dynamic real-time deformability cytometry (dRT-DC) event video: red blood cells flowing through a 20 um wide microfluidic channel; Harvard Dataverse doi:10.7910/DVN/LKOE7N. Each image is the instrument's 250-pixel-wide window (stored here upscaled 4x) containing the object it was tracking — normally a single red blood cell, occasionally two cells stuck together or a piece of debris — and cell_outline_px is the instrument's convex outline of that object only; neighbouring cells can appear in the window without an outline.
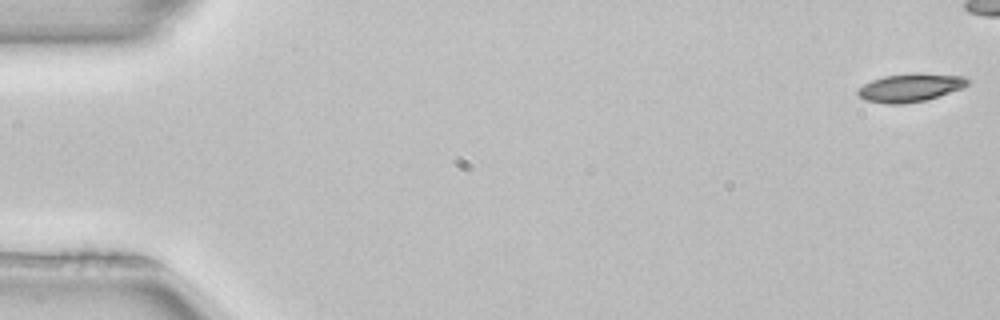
{"species": "common noctule bat (a hibernating species)", "species_latin": "Nyctalus noctula", "temperature_condition": "room temperature", "stored_images_in_passage": 43, "camera_frame_rate_fps": 3000, "um_per_image_px": 0.085, "animal": {"sex": "female", "body_mass_g": 22.7, "forearm_length_mm": 54.2}, "frame": {"image": 1, "passage_image": 1, "time_ms": 0.0, "image_size_px": [1000, 320], "cell_outline_px": [[972, 80], [964, 88], [924, 100], [904, 104], [884, 104], [864, 100], [856, 92], [856, 88], [872, 80], [884, 76], [912, 72], [916, 72], [964, 76]], "centroid_in_image_um": [77.37, 7.43], "position_along_channel_um": 7.6, "area_um2": 18.38}}